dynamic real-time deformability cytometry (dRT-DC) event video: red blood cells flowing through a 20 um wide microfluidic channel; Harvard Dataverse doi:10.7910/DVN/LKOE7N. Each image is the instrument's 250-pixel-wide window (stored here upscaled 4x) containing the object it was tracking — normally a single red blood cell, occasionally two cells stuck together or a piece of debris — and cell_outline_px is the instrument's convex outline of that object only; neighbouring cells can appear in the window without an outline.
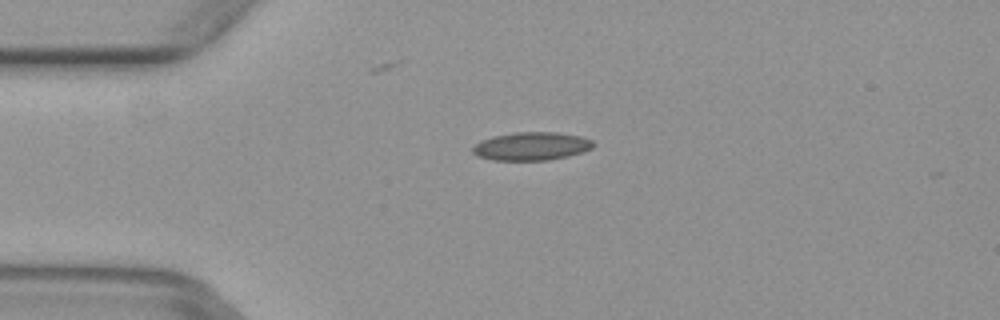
{"species": "common noctule bat (a hibernating species)", "species_latin": "Nyctalus noctula", "temperature_condition": "warm", "stored_images_in_passage": 6, "camera_frame_rate_fps": 3000, "um_per_image_px": 0.085, "animal": {"sex": "female", "body_mass_g": 29.2, "forearm_length_mm": 56.3}, "frame": {"image": 1, "passage_image": 4, "time_ms": 1.0, "image_size_px": [1000, 320], "cell_outline_px": [[592, 148], [568, 156], [548, 160], [492, 160], [480, 156], [472, 152], [472, 148], [480, 140], [492, 136], [516, 132], [556, 132], [580, 136], [592, 140]], "centroid_in_image_um": [45.14, 12.42], "position_along_channel_um": 39.9, "area_um2": 19.65}}
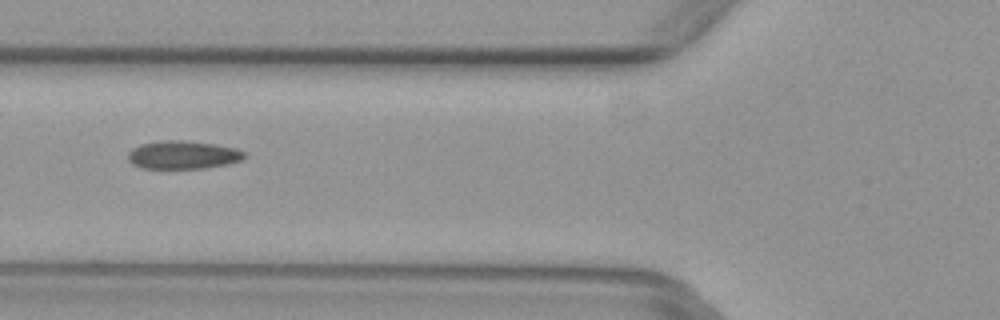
{"frame": {"image": 2, "passage_image": 6, "time_ms": 1.667, "image_size_px": [1000, 320], "cell_outline_px": [[248, 156], [244, 160], [228, 164], [204, 168], [144, 168], [132, 164], [128, 160], [128, 152], [132, 148], [140, 144], [160, 140], [180, 140], [216, 144], [236, 148], [244, 152]], "centroid_in_image_um": [15.58, 13.16], "position_along_channel_um": 110.2, "area_um2": 19.31}}